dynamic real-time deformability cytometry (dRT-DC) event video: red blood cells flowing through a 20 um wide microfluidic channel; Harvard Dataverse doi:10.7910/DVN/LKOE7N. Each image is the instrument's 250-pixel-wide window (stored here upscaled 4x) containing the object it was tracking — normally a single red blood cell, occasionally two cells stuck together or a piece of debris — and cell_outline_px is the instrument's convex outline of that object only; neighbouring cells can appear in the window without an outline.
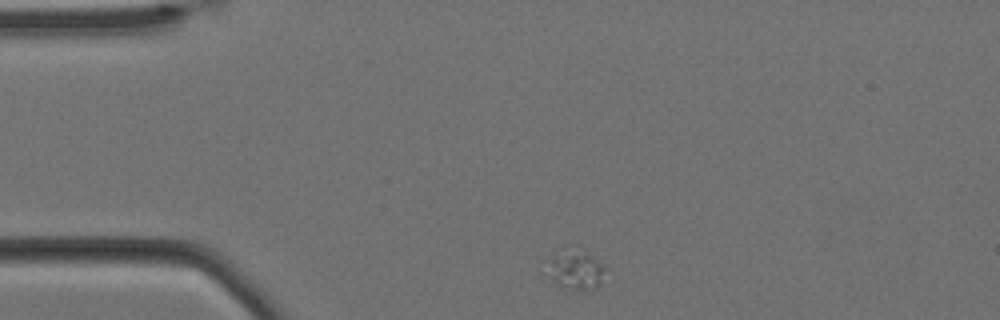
{"species": "Egyptian fruit bat (a non-hibernating species)", "species_latin": "Rousettus aegyptiacus", "temperature_condition": "cold", "stored_images_in_passage": 50, "camera_frame_rate_fps": 3000, "um_per_image_px": 0.085, "animal": {"sex": "female"}, "frame": {"image": 1, "passage_image": 1, "time_ms": 0.0, "image_size_px": [1000, 320], "cell_outline_px": [[608, 268], [600, 284], [596, 288], [576, 292], [552, 280], [548, 276], [548, 260], [552, 256], [588, 256], [596, 260]], "centroid_in_image_um": [49.0, 23.13], "position_along_channel_um": 36.0, "area_um2": 11.91}}
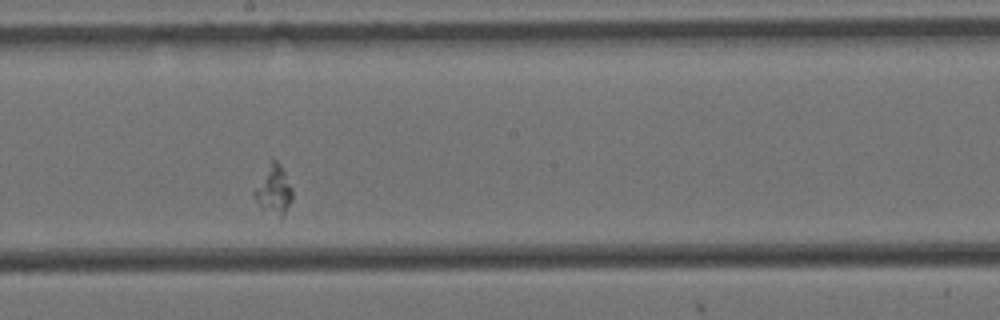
{"frame": {"image": 2, "passage_image": 22, "time_ms": 7.0, "image_size_px": [1000, 320], "cell_outline_px": [[292, 200], [284, 216], [280, 216], [260, 208], [252, 196], [252, 192], [272, 156], [280, 164], [292, 188]], "centroid_in_image_um": [23.24, 16.12], "position_along_channel_um": 225.0, "area_um2": 10.92}}
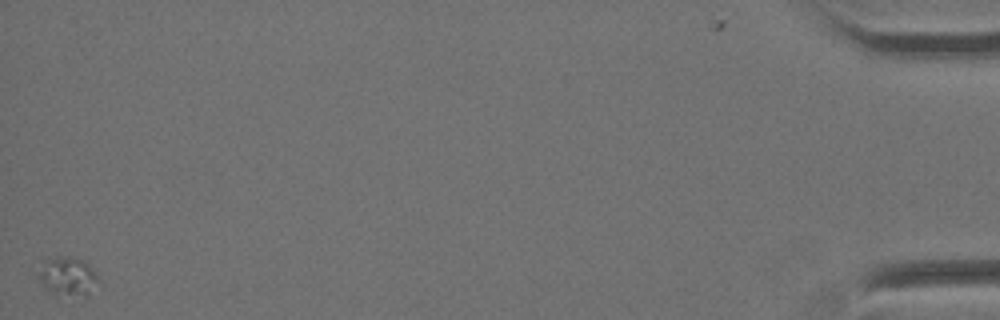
{"frame": {"image": 3, "passage_image": 50, "time_ms": 16.333, "image_size_px": [1000, 320], "cell_outline_px": [[100, 280], [88, 296], [84, 300], [56, 296], [40, 284], [36, 272], [44, 260], [56, 256], [72, 256], [84, 260], [92, 268]], "centroid_in_image_um": [5.75, 23.55], "position_along_channel_um": 429.5, "area_um2": 14.62}}